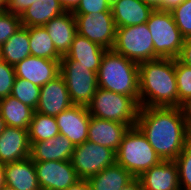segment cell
Wrapping results in <instances>:
<instances>
[{"label": "cell", "instance_id": "3957f363", "mask_svg": "<svg viewBox=\"0 0 191 190\" xmlns=\"http://www.w3.org/2000/svg\"><path fill=\"white\" fill-rule=\"evenodd\" d=\"M98 87L131 96L139 104V67L113 49H107L97 73Z\"/></svg>", "mask_w": 191, "mask_h": 190}, {"label": "cell", "instance_id": "9a60e30c", "mask_svg": "<svg viewBox=\"0 0 191 190\" xmlns=\"http://www.w3.org/2000/svg\"><path fill=\"white\" fill-rule=\"evenodd\" d=\"M30 147L28 130L5 126L0 134V163L7 164L29 158Z\"/></svg>", "mask_w": 191, "mask_h": 190}, {"label": "cell", "instance_id": "5b68a950", "mask_svg": "<svg viewBox=\"0 0 191 190\" xmlns=\"http://www.w3.org/2000/svg\"><path fill=\"white\" fill-rule=\"evenodd\" d=\"M139 107V104L131 96L100 87L87 106L91 116L120 122L130 128L136 126Z\"/></svg>", "mask_w": 191, "mask_h": 190}, {"label": "cell", "instance_id": "30bf717a", "mask_svg": "<svg viewBox=\"0 0 191 190\" xmlns=\"http://www.w3.org/2000/svg\"><path fill=\"white\" fill-rule=\"evenodd\" d=\"M74 17L78 34L105 49H113L117 27L112 11L74 15Z\"/></svg>", "mask_w": 191, "mask_h": 190}, {"label": "cell", "instance_id": "f1b7e54d", "mask_svg": "<svg viewBox=\"0 0 191 190\" xmlns=\"http://www.w3.org/2000/svg\"><path fill=\"white\" fill-rule=\"evenodd\" d=\"M40 89L41 87L34 85L28 80L16 77L11 96L35 110L39 101Z\"/></svg>", "mask_w": 191, "mask_h": 190}, {"label": "cell", "instance_id": "5bb4252c", "mask_svg": "<svg viewBox=\"0 0 191 190\" xmlns=\"http://www.w3.org/2000/svg\"><path fill=\"white\" fill-rule=\"evenodd\" d=\"M72 105L65 80L59 75L41 87L35 112L55 117Z\"/></svg>", "mask_w": 191, "mask_h": 190}, {"label": "cell", "instance_id": "ee69618b", "mask_svg": "<svg viewBox=\"0 0 191 190\" xmlns=\"http://www.w3.org/2000/svg\"><path fill=\"white\" fill-rule=\"evenodd\" d=\"M5 184L4 164L0 163V190Z\"/></svg>", "mask_w": 191, "mask_h": 190}, {"label": "cell", "instance_id": "603a6c76", "mask_svg": "<svg viewBox=\"0 0 191 190\" xmlns=\"http://www.w3.org/2000/svg\"><path fill=\"white\" fill-rule=\"evenodd\" d=\"M65 10L59 0H35L20 16L22 26L41 27Z\"/></svg>", "mask_w": 191, "mask_h": 190}, {"label": "cell", "instance_id": "b9f144b4", "mask_svg": "<svg viewBox=\"0 0 191 190\" xmlns=\"http://www.w3.org/2000/svg\"><path fill=\"white\" fill-rule=\"evenodd\" d=\"M121 190H143V188L139 178L135 177L130 183L125 185Z\"/></svg>", "mask_w": 191, "mask_h": 190}, {"label": "cell", "instance_id": "836d02e7", "mask_svg": "<svg viewBox=\"0 0 191 190\" xmlns=\"http://www.w3.org/2000/svg\"><path fill=\"white\" fill-rule=\"evenodd\" d=\"M16 78L15 68L4 60H0V99L10 96Z\"/></svg>", "mask_w": 191, "mask_h": 190}, {"label": "cell", "instance_id": "52a82bcc", "mask_svg": "<svg viewBox=\"0 0 191 190\" xmlns=\"http://www.w3.org/2000/svg\"><path fill=\"white\" fill-rule=\"evenodd\" d=\"M113 50L137 64L159 58L146 23L117 28Z\"/></svg>", "mask_w": 191, "mask_h": 190}, {"label": "cell", "instance_id": "d6986e66", "mask_svg": "<svg viewBox=\"0 0 191 190\" xmlns=\"http://www.w3.org/2000/svg\"><path fill=\"white\" fill-rule=\"evenodd\" d=\"M44 27L48 31L56 51L61 56H65L77 33L74 14L65 11L61 15L52 18Z\"/></svg>", "mask_w": 191, "mask_h": 190}, {"label": "cell", "instance_id": "7dc6e473", "mask_svg": "<svg viewBox=\"0 0 191 190\" xmlns=\"http://www.w3.org/2000/svg\"><path fill=\"white\" fill-rule=\"evenodd\" d=\"M1 190H17V189H15L14 187H11V186H8V185L5 184V185L2 187Z\"/></svg>", "mask_w": 191, "mask_h": 190}, {"label": "cell", "instance_id": "7c38bea8", "mask_svg": "<svg viewBox=\"0 0 191 190\" xmlns=\"http://www.w3.org/2000/svg\"><path fill=\"white\" fill-rule=\"evenodd\" d=\"M90 117L86 106L72 105L55 116L59 134L65 136L74 146L82 144L88 139Z\"/></svg>", "mask_w": 191, "mask_h": 190}, {"label": "cell", "instance_id": "8fae6325", "mask_svg": "<svg viewBox=\"0 0 191 190\" xmlns=\"http://www.w3.org/2000/svg\"><path fill=\"white\" fill-rule=\"evenodd\" d=\"M40 189L66 190L80 178L68 161L34 162Z\"/></svg>", "mask_w": 191, "mask_h": 190}, {"label": "cell", "instance_id": "6da1fadb", "mask_svg": "<svg viewBox=\"0 0 191 190\" xmlns=\"http://www.w3.org/2000/svg\"><path fill=\"white\" fill-rule=\"evenodd\" d=\"M136 126L162 161H174L190 141L179 107H139Z\"/></svg>", "mask_w": 191, "mask_h": 190}, {"label": "cell", "instance_id": "9c48e42d", "mask_svg": "<svg viewBox=\"0 0 191 190\" xmlns=\"http://www.w3.org/2000/svg\"><path fill=\"white\" fill-rule=\"evenodd\" d=\"M71 163L80 179H88L116 163V152L108 147L85 141L74 147Z\"/></svg>", "mask_w": 191, "mask_h": 190}, {"label": "cell", "instance_id": "f35d334b", "mask_svg": "<svg viewBox=\"0 0 191 190\" xmlns=\"http://www.w3.org/2000/svg\"><path fill=\"white\" fill-rule=\"evenodd\" d=\"M66 190H92L87 179H80Z\"/></svg>", "mask_w": 191, "mask_h": 190}, {"label": "cell", "instance_id": "74e56055", "mask_svg": "<svg viewBox=\"0 0 191 190\" xmlns=\"http://www.w3.org/2000/svg\"><path fill=\"white\" fill-rule=\"evenodd\" d=\"M179 108L191 136V97L181 103Z\"/></svg>", "mask_w": 191, "mask_h": 190}, {"label": "cell", "instance_id": "7bdbcfd3", "mask_svg": "<svg viewBox=\"0 0 191 190\" xmlns=\"http://www.w3.org/2000/svg\"><path fill=\"white\" fill-rule=\"evenodd\" d=\"M185 0H165V11L171 12L175 7H178Z\"/></svg>", "mask_w": 191, "mask_h": 190}, {"label": "cell", "instance_id": "d6a6232c", "mask_svg": "<svg viewBox=\"0 0 191 190\" xmlns=\"http://www.w3.org/2000/svg\"><path fill=\"white\" fill-rule=\"evenodd\" d=\"M22 26L20 16L0 12V47Z\"/></svg>", "mask_w": 191, "mask_h": 190}, {"label": "cell", "instance_id": "bcb514c9", "mask_svg": "<svg viewBox=\"0 0 191 190\" xmlns=\"http://www.w3.org/2000/svg\"><path fill=\"white\" fill-rule=\"evenodd\" d=\"M5 122H4V119L2 118V115L0 113V134L2 133V131L4 130L5 128Z\"/></svg>", "mask_w": 191, "mask_h": 190}, {"label": "cell", "instance_id": "ffe728a7", "mask_svg": "<svg viewBox=\"0 0 191 190\" xmlns=\"http://www.w3.org/2000/svg\"><path fill=\"white\" fill-rule=\"evenodd\" d=\"M106 50L99 44L76 33L69 51L63 57L66 60L77 61L87 67V69L98 73L102 57Z\"/></svg>", "mask_w": 191, "mask_h": 190}, {"label": "cell", "instance_id": "4316f807", "mask_svg": "<svg viewBox=\"0 0 191 190\" xmlns=\"http://www.w3.org/2000/svg\"><path fill=\"white\" fill-rule=\"evenodd\" d=\"M31 56L51 60H61L62 56L56 51L52 39L44 26L28 27Z\"/></svg>", "mask_w": 191, "mask_h": 190}, {"label": "cell", "instance_id": "8992f818", "mask_svg": "<svg viewBox=\"0 0 191 190\" xmlns=\"http://www.w3.org/2000/svg\"><path fill=\"white\" fill-rule=\"evenodd\" d=\"M146 24L151 32L154 53L159 58H177L185 38L174 22L172 13L159 9L153 10Z\"/></svg>", "mask_w": 191, "mask_h": 190}, {"label": "cell", "instance_id": "d590c367", "mask_svg": "<svg viewBox=\"0 0 191 190\" xmlns=\"http://www.w3.org/2000/svg\"><path fill=\"white\" fill-rule=\"evenodd\" d=\"M35 0H8L6 12L21 16Z\"/></svg>", "mask_w": 191, "mask_h": 190}, {"label": "cell", "instance_id": "d4e9b609", "mask_svg": "<svg viewBox=\"0 0 191 190\" xmlns=\"http://www.w3.org/2000/svg\"><path fill=\"white\" fill-rule=\"evenodd\" d=\"M134 178L125 168L115 163L87 180L92 190H121Z\"/></svg>", "mask_w": 191, "mask_h": 190}, {"label": "cell", "instance_id": "44dd1931", "mask_svg": "<svg viewBox=\"0 0 191 190\" xmlns=\"http://www.w3.org/2000/svg\"><path fill=\"white\" fill-rule=\"evenodd\" d=\"M5 183L17 190H41L34 161L25 160L4 164Z\"/></svg>", "mask_w": 191, "mask_h": 190}, {"label": "cell", "instance_id": "1f68e13d", "mask_svg": "<svg viewBox=\"0 0 191 190\" xmlns=\"http://www.w3.org/2000/svg\"><path fill=\"white\" fill-rule=\"evenodd\" d=\"M171 13L182 36L185 39L191 38V0H185Z\"/></svg>", "mask_w": 191, "mask_h": 190}, {"label": "cell", "instance_id": "83f0119b", "mask_svg": "<svg viewBox=\"0 0 191 190\" xmlns=\"http://www.w3.org/2000/svg\"><path fill=\"white\" fill-rule=\"evenodd\" d=\"M58 134L59 128L54 116L34 112L28 128L30 142L46 141Z\"/></svg>", "mask_w": 191, "mask_h": 190}, {"label": "cell", "instance_id": "cb8c5ba5", "mask_svg": "<svg viewBox=\"0 0 191 190\" xmlns=\"http://www.w3.org/2000/svg\"><path fill=\"white\" fill-rule=\"evenodd\" d=\"M35 110L10 96L0 99V113L6 126L28 130Z\"/></svg>", "mask_w": 191, "mask_h": 190}, {"label": "cell", "instance_id": "7402d4cb", "mask_svg": "<svg viewBox=\"0 0 191 190\" xmlns=\"http://www.w3.org/2000/svg\"><path fill=\"white\" fill-rule=\"evenodd\" d=\"M111 11L119 28L146 23L153 9L141 0H119Z\"/></svg>", "mask_w": 191, "mask_h": 190}, {"label": "cell", "instance_id": "484cf974", "mask_svg": "<svg viewBox=\"0 0 191 190\" xmlns=\"http://www.w3.org/2000/svg\"><path fill=\"white\" fill-rule=\"evenodd\" d=\"M1 59L15 66L31 56L28 27L21 26L1 47Z\"/></svg>", "mask_w": 191, "mask_h": 190}, {"label": "cell", "instance_id": "ba28073f", "mask_svg": "<svg viewBox=\"0 0 191 190\" xmlns=\"http://www.w3.org/2000/svg\"><path fill=\"white\" fill-rule=\"evenodd\" d=\"M60 75L64 78L73 105L88 106L98 89L97 72L77 61L60 60Z\"/></svg>", "mask_w": 191, "mask_h": 190}, {"label": "cell", "instance_id": "8d00e7d4", "mask_svg": "<svg viewBox=\"0 0 191 190\" xmlns=\"http://www.w3.org/2000/svg\"><path fill=\"white\" fill-rule=\"evenodd\" d=\"M177 59L191 67V38L185 39Z\"/></svg>", "mask_w": 191, "mask_h": 190}, {"label": "cell", "instance_id": "4dcf8cb0", "mask_svg": "<svg viewBox=\"0 0 191 190\" xmlns=\"http://www.w3.org/2000/svg\"><path fill=\"white\" fill-rule=\"evenodd\" d=\"M178 167L181 190H191V144L189 143L174 160Z\"/></svg>", "mask_w": 191, "mask_h": 190}, {"label": "cell", "instance_id": "7a4b0ae2", "mask_svg": "<svg viewBox=\"0 0 191 190\" xmlns=\"http://www.w3.org/2000/svg\"><path fill=\"white\" fill-rule=\"evenodd\" d=\"M139 106L178 107L175 59L158 58L138 64Z\"/></svg>", "mask_w": 191, "mask_h": 190}, {"label": "cell", "instance_id": "c3c4849f", "mask_svg": "<svg viewBox=\"0 0 191 190\" xmlns=\"http://www.w3.org/2000/svg\"><path fill=\"white\" fill-rule=\"evenodd\" d=\"M110 6L112 7L114 4H116L119 0H108Z\"/></svg>", "mask_w": 191, "mask_h": 190}, {"label": "cell", "instance_id": "60d3db41", "mask_svg": "<svg viewBox=\"0 0 191 190\" xmlns=\"http://www.w3.org/2000/svg\"><path fill=\"white\" fill-rule=\"evenodd\" d=\"M153 10H162L165 11V0H141Z\"/></svg>", "mask_w": 191, "mask_h": 190}, {"label": "cell", "instance_id": "2e32d148", "mask_svg": "<svg viewBox=\"0 0 191 190\" xmlns=\"http://www.w3.org/2000/svg\"><path fill=\"white\" fill-rule=\"evenodd\" d=\"M129 128V126L120 122L91 116L87 140L117 152L123 136Z\"/></svg>", "mask_w": 191, "mask_h": 190}, {"label": "cell", "instance_id": "f6af8a7d", "mask_svg": "<svg viewBox=\"0 0 191 190\" xmlns=\"http://www.w3.org/2000/svg\"><path fill=\"white\" fill-rule=\"evenodd\" d=\"M8 4V0H0V12H4L6 10Z\"/></svg>", "mask_w": 191, "mask_h": 190}, {"label": "cell", "instance_id": "e575fe53", "mask_svg": "<svg viewBox=\"0 0 191 190\" xmlns=\"http://www.w3.org/2000/svg\"><path fill=\"white\" fill-rule=\"evenodd\" d=\"M111 11L108 0H80L77 8L72 12L74 15H85Z\"/></svg>", "mask_w": 191, "mask_h": 190}, {"label": "cell", "instance_id": "ac0fdd59", "mask_svg": "<svg viewBox=\"0 0 191 190\" xmlns=\"http://www.w3.org/2000/svg\"><path fill=\"white\" fill-rule=\"evenodd\" d=\"M30 158L34 162L71 160L74 145L65 136L58 134L46 141L30 142Z\"/></svg>", "mask_w": 191, "mask_h": 190}, {"label": "cell", "instance_id": "f546056e", "mask_svg": "<svg viewBox=\"0 0 191 190\" xmlns=\"http://www.w3.org/2000/svg\"><path fill=\"white\" fill-rule=\"evenodd\" d=\"M175 76L178 90V107L191 97V67L175 58Z\"/></svg>", "mask_w": 191, "mask_h": 190}, {"label": "cell", "instance_id": "4fadbf2b", "mask_svg": "<svg viewBox=\"0 0 191 190\" xmlns=\"http://www.w3.org/2000/svg\"><path fill=\"white\" fill-rule=\"evenodd\" d=\"M14 68L17 78L26 79L42 87L60 75V60L28 56L18 62Z\"/></svg>", "mask_w": 191, "mask_h": 190}, {"label": "cell", "instance_id": "277c9868", "mask_svg": "<svg viewBox=\"0 0 191 190\" xmlns=\"http://www.w3.org/2000/svg\"><path fill=\"white\" fill-rule=\"evenodd\" d=\"M161 161L140 129L137 126L129 128L116 152V163L134 177H139Z\"/></svg>", "mask_w": 191, "mask_h": 190}, {"label": "cell", "instance_id": "ab89813d", "mask_svg": "<svg viewBox=\"0 0 191 190\" xmlns=\"http://www.w3.org/2000/svg\"><path fill=\"white\" fill-rule=\"evenodd\" d=\"M59 2L65 11L73 12L80 3V0H59Z\"/></svg>", "mask_w": 191, "mask_h": 190}, {"label": "cell", "instance_id": "e0dca14e", "mask_svg": "<svg viewBox=\"0 0 191 190\" xmlns=\"http://www.w3.org/2000/svg\"><path fill=\"white\" fill-rule=\"evenodd\" d=\"M143 190H180L178 167L175 161H161L139 177Z\"/></svg>", "mask_w": 191, "mask_h": 190}]
</instances>
